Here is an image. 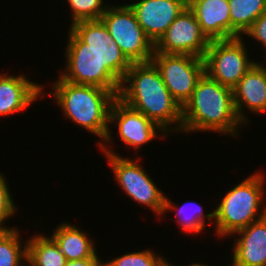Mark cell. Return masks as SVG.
I'll return each mask as SVG.
<instances>
[{
  "label": "cell",
  "instance_id": "obj_5",
  "mask_svg": "<svg viewBox=\"0 0 266 266\" xmlns=\"http://www.w3.org/2000/svg\"><path fill=\"white\" fill-rule=\"evenodd\" d=\"M265 182V174L257 171L225 192L213 211L215 235L219 238L234 236L236 232L266 216Z\"/></svg>",
  "mask_w": 266,
  "mask_h": 266
},
{
  "label": "cell",
  "instance_id": "obj_22",
  "mask_svg": "<svg viewBox=\"0 0 266 266\" xmlns=\"http://www.w3.org/2000/svg\"><path fill=\"white\" fill-rule=\"evenodd\" d=\"M103 264L105 266H168L169 262L162 254L158 255L155 250L146 248L138 252H126L110 261H104Z\"/></svg>",
  "mask_w": 266,
  "mask_h": 266
},
{
  "label": "cell",
  "instance_id": "obj_8",
  "mask_svg": "<svg viewBox=\"0 0 266 266\" xmlns=\"http://www.w3.org/2000/svg\"><path fill=\"white\" fill-rule=\"evenodd\" d=\"M236 37L211 40L206 51L205 73L221 85L234 88L246 72L257 62L250 59L243 40Z\"/></svg>",
  "mask_w": 266,
  "mask_h": 266
},
{
  "label": "cell",
  "instance_id": "obj_10",
  "mask_svg": "<svg viewBox=\"0 0 266 266\" xmlns=\"http://www.w3.org/2000/svg\"><path fill=\"white\" fill-rule=\"evenodd\" d=\"M209 43L194 13L187 6L155 43V52L204 58Z\"/></svg>",
  "mask_w": 266,
  "mask_h": 266
},
{
  "label": "cell",
  "instance_id": "obj_26",
  "mask_svg": "<svg viewBox=\"0 0 266 266\" xmlns=\"http://www.w3.org/2000/svg\"><path fill=\"white\" fill-rule=\"evenodd\" d=\"M102 263L103 261L100 258H84L66 261L65 266H100Z\"/></svg>",
  "mask_w": 266,
  "mask_h": 266
},
{
  "label": "cell",
  "instance_id": "obj_3",
  "mask_svg": "<svg viewBox=\"0 0 266 266\" xmlns=\"http://www.w3.org/2000/svg\"><path fill=\"white\" fill-rule=\"evenodd\" d=\"M51 87L53 93L44 94L42 89V97L46 95L48 98L52 95V99L56 101L67 119L85 131L100 137L101 140L97 143L100 150L104 154L113 155V150L109 146L112 145L114 138L111 136L109 112L117 96L110 90L92 85L73 84L60 76Z\"/></svg>",
  "mask_w": 266,
  "mask_h": 266
},
{
  "label": "cell",
  "instance_id": "obj_1",
  "mask_svg": "<svg viewBox=\"0 0 266 266\" xmlns=\"http://www.w3.org/2000/svg\"><path fill=\"white\" fill-rule=\"evenodd\" d=\"M67 34L65 70L59 76L67 82L97 86L118 96L132 63L112 40L102 20L76 22Z\"/></svg>",
  "mask_w": 266,
  "mask_h": 266
},
{
  "label": "cell",
  "instance_id": "obj_6",
  "mask_svg": "<svg viewBox=\"0 0 266 266\" xmlns=\"http://www.w3.org/2000/svg\"><path fill=\"white\" fill-rule=\"evenodd\" d=\"M100 19L108 29L112 40L131 63L152 60L155 44L140 27L134 11L127 2L124 5H109Z\"/></svg>",
  "mask_w": 266,
  "mask_h": 266
},
{
  "label": "cell",
  "instance_id": "obj_11",
  "mask_svg": "<svg viewBox=\"0 0 266 266\" xmlns=\"http://www.w3.org/2000/svg\"><path fill=\"white\" fill-rule=\"evenodd\" d=\"M113 123L117 124V135L121 141L136 152L153 139H163L167 135L155 122L118 98L113 101L109 112V124Z\"/></svg>",
  "mask_w": 266,
  "mask_h": 266
},
{
  "label": "cell",
  "instance_id": "obj_19",
  "mask_svg": "<svg viewBox=\"0 0 266 266\" xmlns=\"http://www.w3.org/2000/svg\"><path fill=\"white\" fill-rule=\"evenodd\" d=\"M66 258L58 244L49 235L33 234L27 239V263L29 266H65Z\"/></svg>",
  "mask_w": 266,
  "mask_h": 266
},
{
  "label": "cell",
  "instance_id": "obj_20",
  "mask_svg": "<svg viewBox=\"0 0 266 266\" xmlns=\"http://www.w3.org/2000/svg\"><path fill=\"white\" fill-rule=\"evenodd\" d=\"M231 38L243 37L253 23L266 11V0H228Z\"/></svg>",
  "mask_w": 266,
  "mask_h": 266
},
{
  "label": "cell",
  "instance_id": "obj_23",
  "mask_svg": "<svg viewBox=\"0 0 266 266\" xmlns=\"http://www.w3.org/2000/svg\"><path fill=\"white\" fill-rule=\"evenodd\" d=\"M71 9V24L84 20H98L106 11L109 3L104 4V0H66Z\"/></svg>",
  "mask_w": 266,
  "mask_h": 266
},
{
  "label": "cell",
  "instance_id": "obj_17",
  "mask_svg": "<svg viewBox=\"0 0 266 266\" xmlns=\"http://www.w3.org/2000/svg\"><path fill=\"white\" fill-rule=\"evenodd\" d=\"M50 235L58 244L67 261L100 258L89 234L69 222H61ZM88 234V235H87Z\"/></svg>",
  "mask_w": 266,
  "mask_h": 266
},
{
  "label": "cell",
  "instance_id": "obj_27",
  "mask_svg": "<svg viewBox=\"0 0 266 266\" xmlns=\"http://www.w3.org/2000/svg\"><path fill=\"white\" fill-rule=\"evenodd\" d=\"M168 266H174V265L169 262V265ZM188 266H209V264L207 265V263L206 264H203V262H200V263L199 262H193V263H191Z\"/></svg>",
  "mask_w": 266,
  "mask_h": 266
},
{
  "label": "cell",
  "instance_id": "obj_24",
  "mask_svg": "<svg viewBox=\"0 0 266 266\" xmlns=\"http://www.w3.org/2000/svg\"><path fill=\"white\" fill-rule=\"evenodd\" d=\"M15 201L9 190V184L3 173L0 172V226L3 229H9L12 227H6L5 223L8 219L13 218L15 213L18 212Z\"/></svg>",
  "mask_w": 266,
  "mask_h": 266
},
{
  "label": "cell",
  "instance_id": "obj_4",
  "mask_svg": "<svg viewBox=\"0 0 266 266\" xmlns=\"http://www.w3.org/2000/svg\"><path fill=\"white\" fill-rule=\"evenodd\" d=\"M242 126L244 124L234 107L232 88L221 85L205 73L191 98L182 107L181 132L211 131L219 135L240 137Z\"/></svg>",
  "mask_w": 266,
  "mask_h": 266
},
{
  "label": "cell",
  "instance_id": "obj_29",
  "mask_svg": "<svg viewBox=\"0 0 266 266\" xmlns=\"http://www.w3.org/2000/svg\"><path fill=\"white\" fill-rule=\"evenodd\" d=\"M4 229L0 226V233L3 231Z\"/></svg>",
  "mask_w": 266,
  "mask_h": 266
},
{
  "label": "cell",
  "instance_id": "obj_25",
  "mask_svg": "<svg viewBox=\"0 0 266 266\" xmlns=\"http://www.w3.org/2000/svg\"><path fill=\"white\" fill-rule=\"evenodd\" d=\"M260 43L266 52V11L253 23L252 27L244 34Z\"/></svg>",
  "mask_w": 266,
  "mask_h": 266
},
{
  "label": "cell",
  "instance_id": "obj_21",
  "mask_svg": "<svg viewBox=\"0 0 266 266\" xmlns=\"http://www.w3.org/2000/svg\"><path fill=\"white\" fill-rule=\"evenodd\" d=\"M20 234L16 226L0 233V266H24L27 263V240L22 241Z\"/></svg>",
  "mask_w": 266,
  "mask_h": 266
},
{
  "label": "cell",
  "instance_id": "obj_18",
  "mask_svg": "<svg viewBox=\"0 0 266 266\" xmlns=\"http://www.w3.org/2000/svg\"><path fill=\"white\" fill-rule=\"evenodd\" d=\"M172 210H176V223L180 226L179 228L182 230V232H185L186 234H200L205 229V222L207 220H209V224H214V212L211 211V213L205 215L203 207L199 205V203H196V201H188L178 207V205H175V202L173 203L171 199L165 196V204L162 216L168 213V211ZM210 221L212 222L210 223Z\"/></svg>",
  "mask_w": 266,
  "mask_h": 266
},
{
  "label": "cell",
  "instance_id": "obj_9",
  "mask_svg": "<svg viewBox=\"0 0 266 266\" xmlns=\"http://www.w3.org/2000/svg\"><path fill=\"white\" fill-rule=\"evenodd\" d=\"M172 97L183 107L205 74L204 58L154 52L152 60Z\"/></svg>",
  "mask_w": 266,
  "mask_h": 266
},
{
  "label": "cell",
  "instance_id": "obj_12",
  "mask_svg": "<svg viewBox=\"0 0 266 266\" xmlns=\"http://www.w3.org/2000/svg\"><path fill=\"white\" fill-rule=\"evenodd\" d=\"M128 5L140 27L155 44L188 6V0H139Z\"/></svg>",
  "mask_w": 266,
  "mask_h": 266
},
{
  "label": "cell",
  "instance_id": "obj_13",
  "mask_svg": "<svg viewBox=\"0 0 266 266\" xmlns=\"http://www.w3.org/2000/svg\"><path fill=\"white\" fill-rule=\"evenodd\" d=\"M260 62H256L232 88L236 114L246 126L250 123L246 110L258 115L266 113V65L264 61L263 64Z\"/></svg>",
  "mask_w": 266,
  "mask_h": 266
},
{
  "label": "cell",
  "instance_id": "obj_14",
  "mask_svg": "<svg viewBox=\"0 0 266 266\" xmlns=\"http://www.w3.org/2000/svg\"><path fill=\"white\" fill-rule=\"evenodd\" d=\"M234 235L237 238L234 237L228 266H266V216Z\"/></svg>",
  "mask_w": 266,
  "mask_h": 266
},
{
  "label": "cell",
  "instance_id": "obj_2",
  "mask_svg": "<svg viewBox=\"0 0 266 266\" xmlns=\"http://www.w3.org/2000/svg\"><path fill=\"white\" fill-rule=\"evenodd\" d=\"M117 98L144 114L168 135L169 132L181 133L182 107L168 91L152 61L132 63L123 77Z\"/></svg>",
  "mask_w": 266,
  "mask_h": 266
},
{
  "label": "cell",
  "instance_id": "obj_7",
  "mask_svg": "<svg viewBox=\"0 0 266 266\" xmlns=\"http://www.w3.org/2000/svg\"><path fill=\"white\" fill-rule=\"evenodd\" d=\"M104 157L113 171L114 180L125 194L137 204L151 209L160 219L163 215L166 195L140 165V156L132 160L114 151L113 155L105 154Z\"/></svg>",
  "mask_w": 266,
  "mask_h": 266
},
{
  "label": "cell",
  "instance_id": "obj_28",
  "mask_svg": "<svg viewBox=\"0 0 266 266\" xmlns=\"http://www.w3.org/2000/svg\"><path fill=\"white\" fill-rule=\"evenodd\" d=\"M7 75V73L6 74H2V73H0V83H1V81L4 79V77Z\"/></svg>",
  "mask_w": 266,
  "mask_h": 266
},
{
  "label": "cell",
  "instance_id": "obj_16",
  "mask_svg": "<svg viewBox=\"0 0 266 266\" xmlns=\"http://www.w3.org/2000/svg\"><path fill=\"white\" fill-rule=\"evenodd\" d=\"M188 8L210 41L231 38L228 0H188Z\"/></svg>",
  "mask_w": 266,
  "mask_h": 266
},
{
  "label": "cell",
  "instance_id": "obj_15",
  "mask_svg": "<svg viewBox=\"0 0 266 266\" xmlns=\"http://www.w3.org/2000/svg\"><path fill=\"white\" fill-rule=\"evenodd\" d=\"M28 76L6 75L0 83V116L9 117L13 113L26 110L42 97L43 84L28 80Z\"/></svg>",
  "mask_w": 266,
  "mask_h": 266
}]
</instances>
